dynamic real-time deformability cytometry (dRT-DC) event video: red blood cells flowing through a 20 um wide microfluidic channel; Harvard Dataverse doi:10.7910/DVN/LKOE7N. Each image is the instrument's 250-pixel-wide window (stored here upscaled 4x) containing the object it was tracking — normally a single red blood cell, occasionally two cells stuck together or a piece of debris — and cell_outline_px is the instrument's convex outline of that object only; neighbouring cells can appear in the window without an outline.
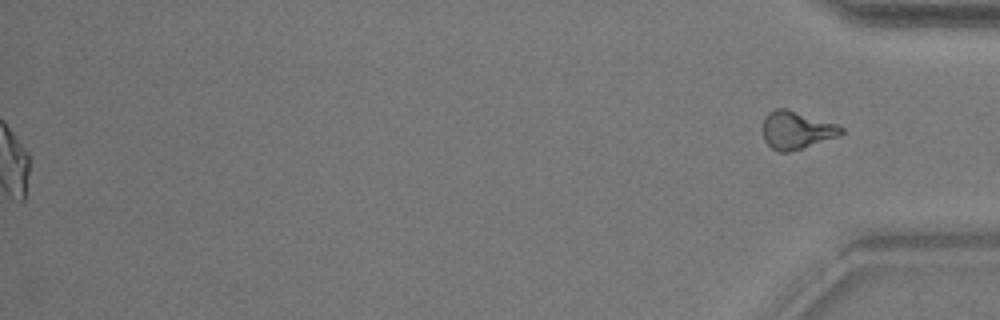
{"species": "common noctule bat (a hibernating species)", "species_latin": "Nyctalus noctula", "temperature_condition": "warm", "stored_images_in_passage": 38, "segment_of_instrument_passage": [2, 2], "camera_frame_rate_fps": 3000, "um_per_image_px": 0.085, "animal": {"sex": "male", "body_mass_g": 17.9}, "frame": {"image": 1, "passage_image": 38, "time_ms": 12.333, "image_size_px": [1000, 320], "cell_outline_px": [[844, 132], [836, 136], [788, 152], [780, 152], [772, 148], [764, 140], [764, 116], [768, 112], [776, 108], [788, 108], [836, 124], [844, 128]], "centroid_in_image_um": [67.67, 11.03], "position_along_channel_um": 367.5, "area_um2": 16.94}}